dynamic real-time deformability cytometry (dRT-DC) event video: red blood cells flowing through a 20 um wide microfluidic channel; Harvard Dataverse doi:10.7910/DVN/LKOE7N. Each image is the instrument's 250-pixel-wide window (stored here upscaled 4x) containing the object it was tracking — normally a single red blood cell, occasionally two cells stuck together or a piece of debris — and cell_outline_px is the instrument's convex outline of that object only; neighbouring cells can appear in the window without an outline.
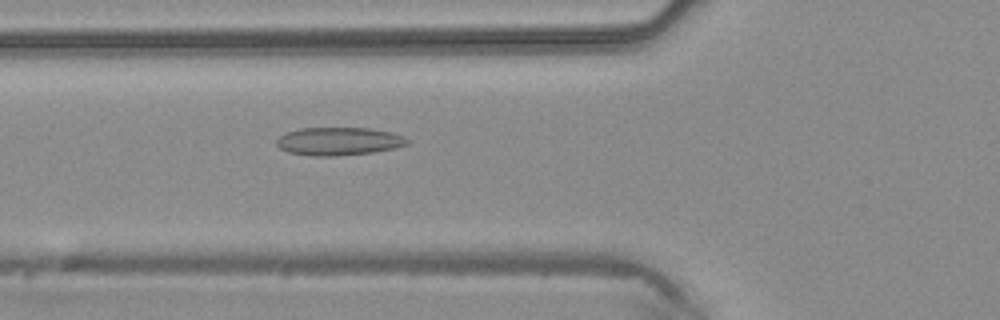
{"species": "common noctule bat (a hibernating species)", "species_latin": "Nyctalus noctula", "temperature_condition": "warm", "stored_images_in_passage": 32, "camera_frame_rate_fps": 3000, "um_per_image_px": 0.085, "animal": {"sex": "male", "body_mass_g": 20.4}, "frame": {"image": 1, "passage_image": 5, "time_ms": 1.333, "image_size_px": [1000, 320], "cell_outline_px": [[408, 144], [392, 148], [372, 152], [336, 156], [312, 156], [288, 152], [280, 148], [276, 144], [276, 140], [284, 132], [300, 128], [368, 128], [392, 132], [404, 136], [408, 140]], "centroid_in_image_um": [28.75, 12.0], "position_along_channel_um": 97.0, "area_um2": 21.33}}
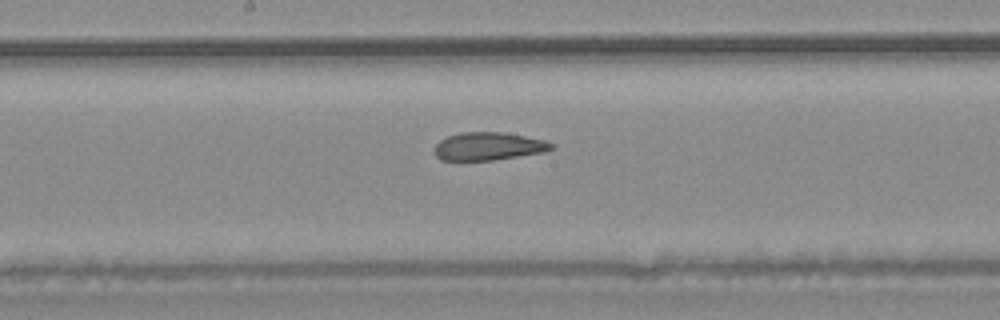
{"frame": {"image": 2, "passage_image": 12, "time_ms": 3.667, "image_size_px": [1000, 320], "cell_outline_px": [[556, 144], [552, 148], [544, 152], [492, 160], [440, 160], [432, 152], [432, 148], [440, 140], [448, 136], [460, 132], [504, 132], [544, 140]], "centroid_in_image_um": [41.47, 12.43], "position_along_channel_um": 206.7, "area_um2": 19.13}}
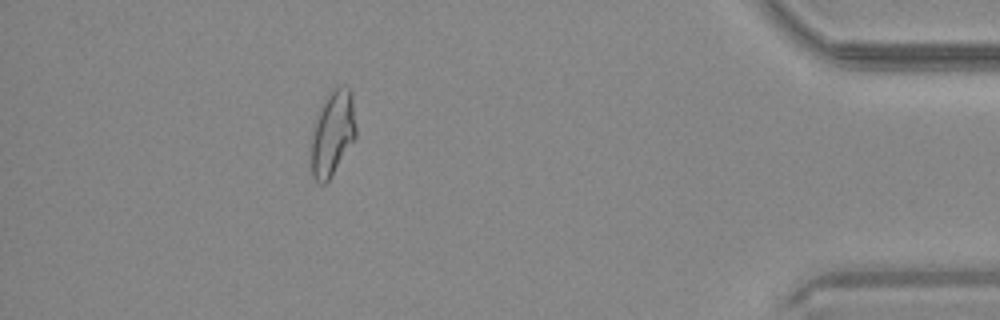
{"frame": {"image": 3, "passage_image": 28, "time_ms": 9.0, "image_size_px": [1000, 320], "cell_outline_px": [[356, 136], [328, 180], [324, 184], [320, 184], [312, 176], [312, 124], [320, 104], [328, 92], [336, 84], [344, 84], [352, 92], [356, 128]], "centroid_in_image_um": [28.26, 11.2], "position_along_channel_um": 406.9, "area_um2": 22.48}}